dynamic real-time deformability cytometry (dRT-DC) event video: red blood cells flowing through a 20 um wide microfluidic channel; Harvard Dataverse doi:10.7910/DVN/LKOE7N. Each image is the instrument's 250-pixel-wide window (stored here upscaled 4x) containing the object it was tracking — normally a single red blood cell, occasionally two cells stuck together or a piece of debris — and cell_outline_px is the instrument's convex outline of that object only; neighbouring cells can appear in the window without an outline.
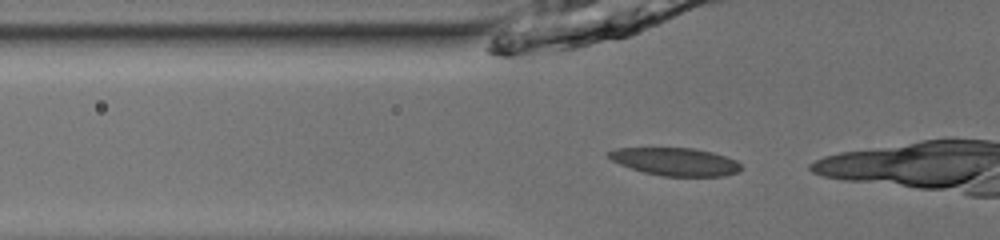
{"species": "common noctule bat (a hibernating species)", "species_latin": "Nyctalus noctula", "temperature_condition": "room temperature", "stored_images_in_passage": 5, "camera_frame_rate_fps": 3000, "um_per_image_px": 0.085, "animal": {"sex": "male", "body_mass_g": 13.0, "forearm_length_mm": 53.1}, "frame": {"image": 1, "passage_image": 2, "time_ms": 0.333, "image_size_px": [1000, 240], "cell_outline_px": [[740, 168], [736, 172], [724, 176], [664, 176], [644, 172], [620, 164], [612, 160], [608, 156], [608, 152], [616, 148], [696, 148], [728, 156], [736, 160], [740, 164]], "centroid_in_image_um": [57.43, 13.73], "position_along_channel_um": 68.4, "area_um2": 21.33}}